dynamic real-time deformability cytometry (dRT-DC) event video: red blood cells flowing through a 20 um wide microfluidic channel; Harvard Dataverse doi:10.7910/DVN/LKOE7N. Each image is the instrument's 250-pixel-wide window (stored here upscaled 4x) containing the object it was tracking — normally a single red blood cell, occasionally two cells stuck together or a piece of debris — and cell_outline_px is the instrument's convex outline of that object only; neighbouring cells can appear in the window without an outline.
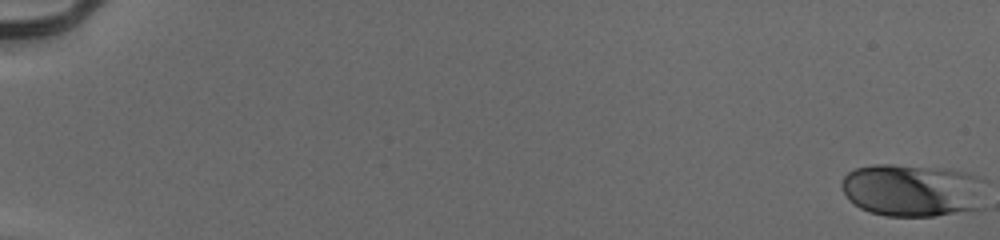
{"species": "human", "species_latin": "Homo sapiens", "temperature_condition": "cold", "stored_images_in_passage": 55, "camera_frame_rate_fps": 3000, "um_per_image_px": 0.085, "donor": {"sex": "male"}, "frame": {"image": 1, "passage_image": 1, "time_ms": 0.0, "image_size_px": [1000, 240], "cell_outline_px": [[984, 208], [972, 212], [936, 216], [884, 216], [868, 212], [860, 208], [848, 200], [840, 184], [840, 180], [848, 172], [856, 168], [872, 164], [892, 164], [944, 168], [964, 172], [976, 176]], "centroid_in_image_um": [77.5, 16.19], "position_along_channel_um": 7.5, "area_um2": 44.68}}
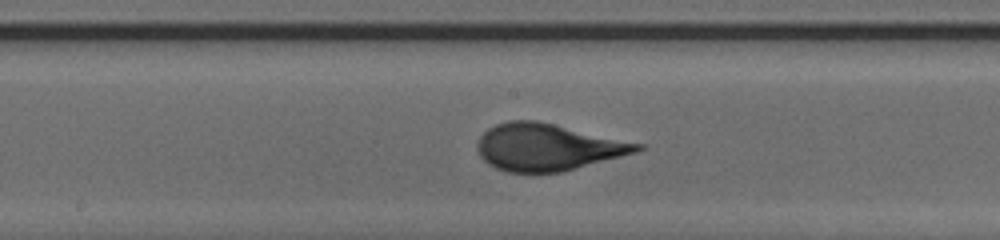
{"frame": {"image": 2, "passage_image": 32, "time_ms": 10.333, "image_size_px": [1000, 240], "cell_outline_px": [[644, 148], [636, 152], [560, 172], [508, 172], [496, 168], [488, 164], [480, 156], [476, 148], [476, 144], [480, 136], [488, 128], [496, 124], [508, 120], [536, 120], [644, 144]], "centroid_in_image_um": [46.5, 12.49], "position_along_channel_um": 201.7, "area_um2": 43.41}}
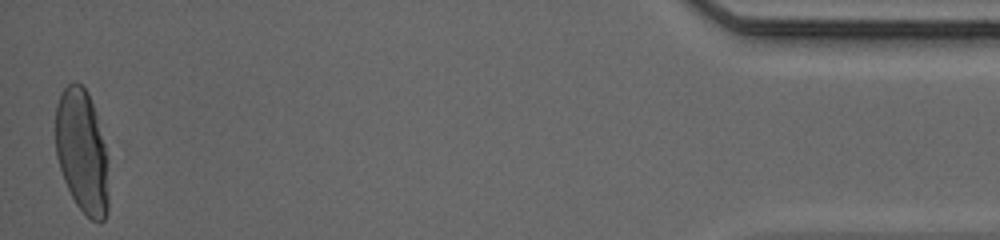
{"frame": {"image": 3, "passage_image": 55, "time_ms": 18.0, "image_size_px": [1000, 240], "cell_outline_px": [[108, 208], [104, 220], [100, 224], [92, 220], [76, 204], [64, 180], [56, 156], [56, 104], [64, 88], [72, 80], [76, 80], [88, 92], [96, 116], [108, 156]], "centroid_in_image_um": [6.98, 12.88], "position_along_channel_um": 428.2, "area_um2": 38.32}, "authors_computed_cell_mechanics": {"area_um2": 42.5408, "velocity_mm_per_s": 3.9433, "shape_relaxation_time_tau1_ms": 3.8113, "shape_relaxation_time_tau2_ms": null, "deformation_change_tau1": 0.1921, "deformation_change_tau2": null}}